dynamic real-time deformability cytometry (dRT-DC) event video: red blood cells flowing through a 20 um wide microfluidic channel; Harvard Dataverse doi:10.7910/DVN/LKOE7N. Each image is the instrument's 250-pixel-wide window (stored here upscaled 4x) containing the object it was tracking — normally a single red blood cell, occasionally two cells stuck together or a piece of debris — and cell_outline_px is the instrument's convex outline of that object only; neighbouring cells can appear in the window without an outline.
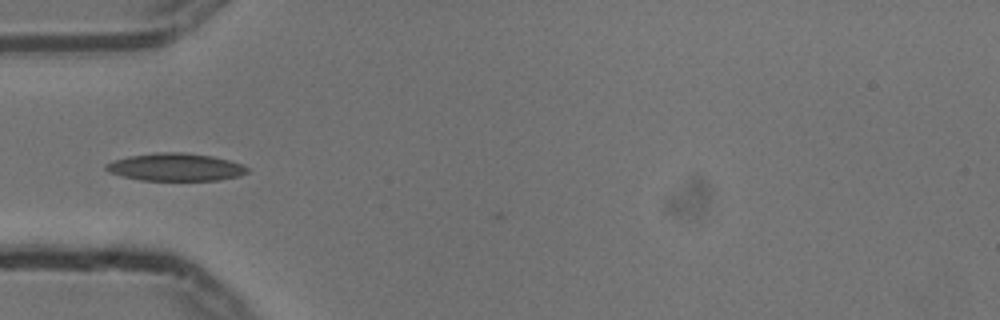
{"species": "common noctule bat (a hibernating species)", "species_latin": "Nyctalus noctula", "temperature_condition": "cold", "stored_images_in_passage": 6, "camera_frame_rate_fps": 3000, "um_per_image_px": 0.085, "animal": {"sex": "male", "body_mass_g": 13.3}, "frame": {"image": 1, "passage_image": 4, "time_ms": 1.0, "image_size_px": [1000, 320], "cell_outline_px": [[248, 172], [240, 176], [220, 180], [140, 180], [120, 176], [108, 172], [104, 168], [104, 164], [112, 160], [128, 156], [156, 152], [184, 152], [212, 156], [228, 160], [240, 164], [248, 168]], "centroid_in_image_um": [14.86, 14.2], "position_along_channel_um": 70.1, "area_um2": 22.95}}